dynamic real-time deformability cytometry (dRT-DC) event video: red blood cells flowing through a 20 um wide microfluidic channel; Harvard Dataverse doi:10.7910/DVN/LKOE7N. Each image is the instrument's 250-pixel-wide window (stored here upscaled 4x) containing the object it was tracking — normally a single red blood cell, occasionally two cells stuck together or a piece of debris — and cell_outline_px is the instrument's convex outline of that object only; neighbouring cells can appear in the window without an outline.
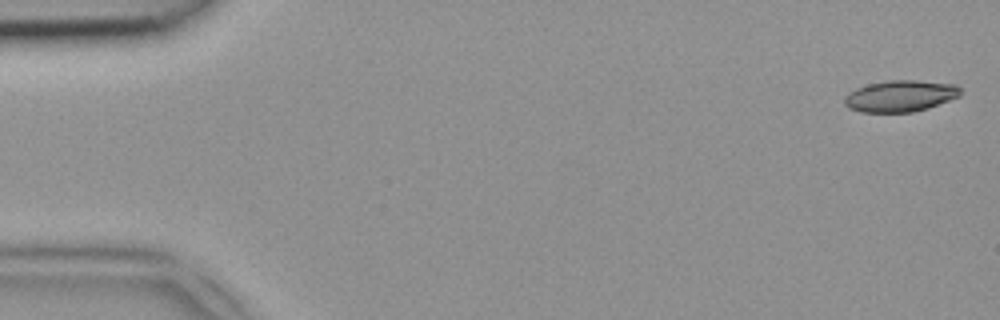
{"species": "common noctule bat (a hibernating species)", "species_latin": "Nyctalus noctula", "temperature_condition": "room temperature", "stored_images_in_passage": 47, "camera_frame_rate_fps": 3000, "um_per_image_px": 0.085, "animal": {"sex": "female", "body_mass_g": 18.4}, "frame": {"image": 1, "passage_image": 1, "time_ms": 0.0, "image_size_px": [1000, 320], "cell_outline_px": [[960, 96], [928, 108], [912, 112], [860, 112], [848, 108], [844, 104], [844, 96], [848, 92], [856, 88], [868, 84], [888, 80], [916, 80], [956, 84], [960, 88]], "centroid_in_image_um": [76.5, 8.16], "position_along_channel_um": 8.5, "area_um2": 21.39}}
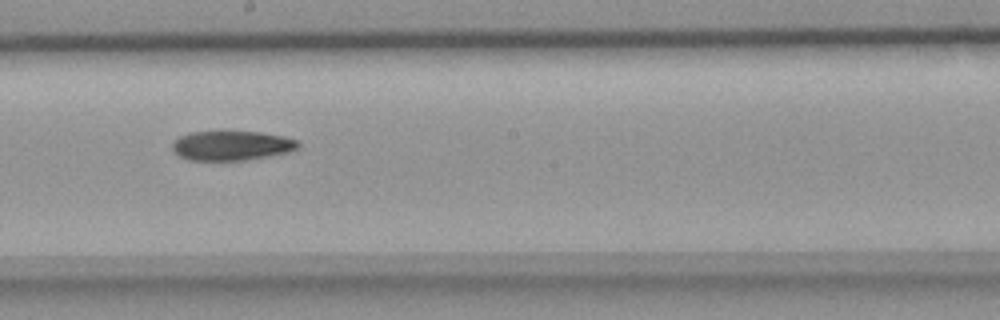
{"frame": {"image": 2, "passage_image": 26, "time_ms": 8.333, "image_size_px": [1000, 320], "cell_outline_px": [[300, 144], [296, 148], [288, 152], [244, 160], [188, 160], [180, 156], [172, 148], [172, 144], [180, 136], [192, 132], [220, 128], [260, 132], [284, 136], [296, 140]], "centroid_in_image_um": [19.66, 12.32], "position_along_channel_um": 228.5, "area_um2": 22.25}}
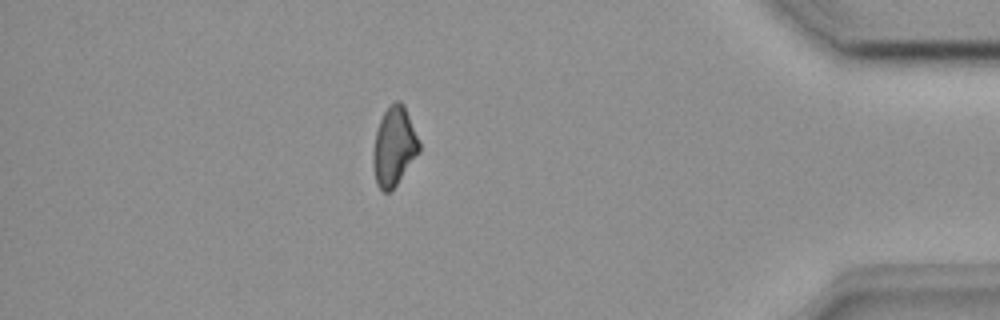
{"frame": {"image": 3, "passage_image": 41, "time_ms": 13.333, "image_size_px": [1000, 320], "cell_outline_px": [[420, 152], [396, 184], [388, 192], [384, 192], [376, 184], [372, 164], [372, 152], [376, 132], [380, 120], [384, 112], [396, 100], [400, 100], [404, 104], [420, 144]], "centroid_in_image_um": [33.48, 12.45], "position_along_channel_um": 401.7, "area_um2": 20.98}}